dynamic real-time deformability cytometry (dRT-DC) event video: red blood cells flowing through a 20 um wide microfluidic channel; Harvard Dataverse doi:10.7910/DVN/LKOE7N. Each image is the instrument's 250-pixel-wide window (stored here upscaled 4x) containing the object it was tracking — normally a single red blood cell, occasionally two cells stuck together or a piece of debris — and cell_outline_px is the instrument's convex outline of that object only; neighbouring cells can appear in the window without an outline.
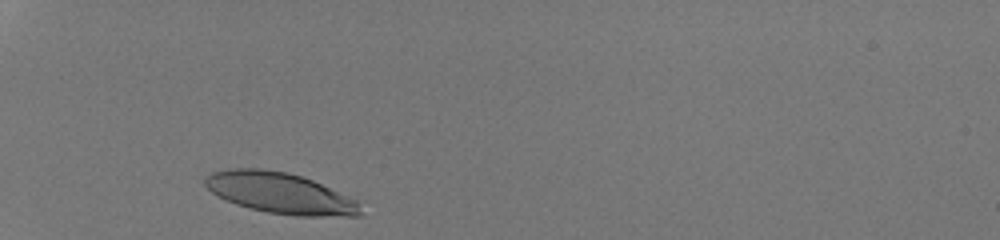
{"species": "human", "species_latin": "Homo sapiens", "temperature_condition": "room temperature", "stored_images_in_passage": 28, "camera_frame_rate_fps": 3000, "um_per_image_px": 0.085, "donor": {"sex": "male"}, "frame": {"image": 1, "passage_image": 1, "time_ms": 0.0, "image_size_px": [1000, 240], "cell_outline_px": [[360, 216], [296, 216], [268, 212], [248, 208], [236, 204], [212, 192], [204, 184], [204, 176], [212, 172], [228, 168], [260, 168], [288, 172], [312, 180], [348, 196], [356, 200], [360, 212]], "centroid_in_image_um": [23.76, 16.4], "position_along_channel_um": 61.2, "area_um2": 36.82}}
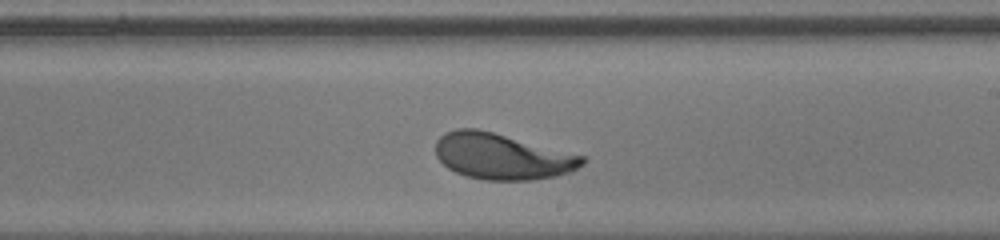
{"frame": {"image": 2, "passage_image": 16, "time_ms": 5.0, "image_size_px": [1000, 240], "cell_outline_px": [[584, 164], [568, 172], [556, 176], [532, 180], [484, 180], [468, 176], [456, 172], [448, 168], [436, 156], [436, 140], [444, 132], [456, 128], [476, 128], [492, 132], [584, 156]], "centroid_in_image_um": [42.63, 13.29], "position_along_channel_um": 246.4, "area_um2": 38.96}}
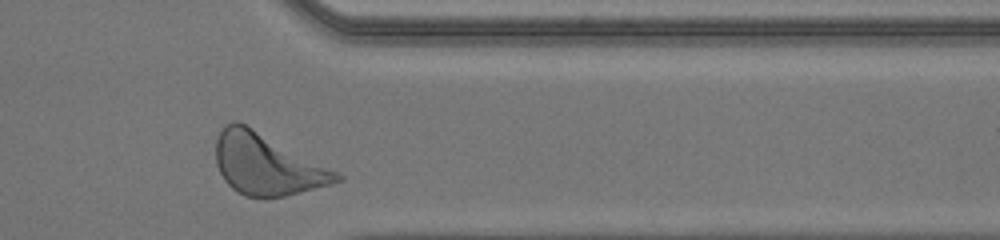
{"frame": {"image": 3, "passage_image": 26, "time_ms": 8.333, "image_size_px": [1000, 240], "cell_outline_px": [[344, 180], [284, 196], [244, 196], [236, 192], [224, 180], [216, 164], [216, 140], [224, 124], [232, 120], [236, 120], [252, 128], [344, 176]], "centroid_in_image_um": [22.62, 13.97], "position_along_channel_um": 388.8, "area_um2": 41.91}, "authors_computed_cell_mechanics": {"area_um2": 39.1306, "velocity_mm_per_s": 4.2857, "shape_relaxation_time_tau1_ms": 2.1, "shape_relaxation_time_tau2_ms": null, "deformation_change_tau1": 0.1472, "deformation_change_tau2": null}}